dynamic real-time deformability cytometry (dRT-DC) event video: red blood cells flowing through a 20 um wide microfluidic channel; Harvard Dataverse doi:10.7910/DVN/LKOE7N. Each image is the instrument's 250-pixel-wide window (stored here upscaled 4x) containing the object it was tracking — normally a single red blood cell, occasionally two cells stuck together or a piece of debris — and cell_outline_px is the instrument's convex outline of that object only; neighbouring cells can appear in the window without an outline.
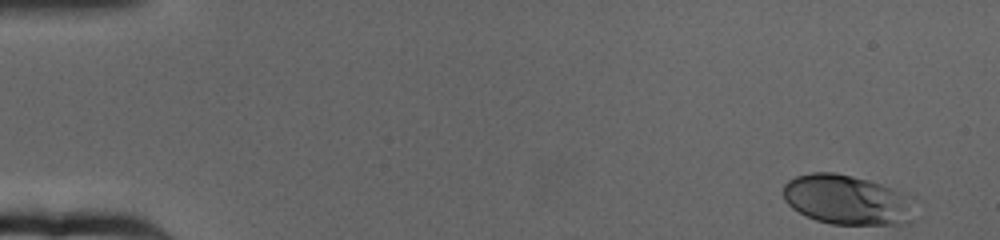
{"species": "human", "species_latin": "Homo sapiens", "temperature_condition": "cold", "stored_images_in_passage": 62, "camera_frame_rate_fps": 3000, "um_per_image_px": 0.085, "donor": {"sex": "female"}, "frame": {"image": 1, "passage_image": 1, "time_ms": 0.0, "image_size_px": [1000, 240], "cell_outline_px": [[916, 220], [912, 224], [832, 224], [816, 220], [804, 216], [792, 208], [784, 200], [784, 184], [788, 180], [796, 176], [812, 172], [836, 172], [868, 180], [916, 196]], "centroid_in_image_um": [72.12, 17.0], "position_along_channel_um": 12.9, "area_um2": 39.25}}
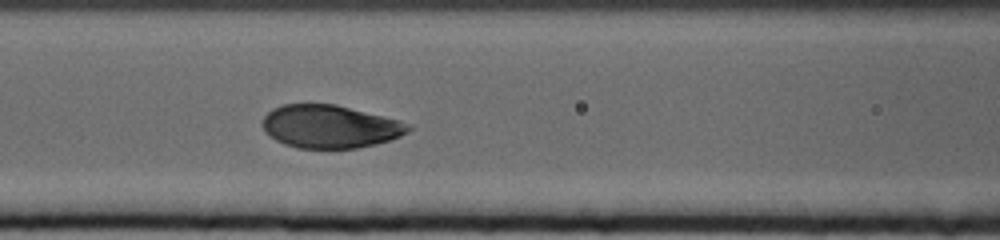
{"frame": {"image": 2, "passage_image": 26, "time_ms": 8.333, "image_size_px": [1000, 240], "cell_outline_px": [[412, 128], [408, 132], [400, 136], [376, 144], [356, 148], [296, 148], [284, 144], [276, 140], [264, 132], [264, 116], [272, 108], [284, 104], [336, 104], [400, 120], [412, 124]], "centroid_in_image_um": [28.07, 10.75], "position_along_channel_um": 138.5, "area_um2": 36.59}}
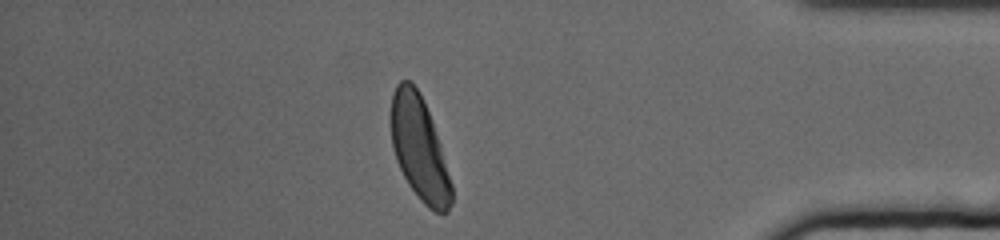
{"frame": {"image": 3, "passage_image": 54, "time_ms": 17.667, "image_size_px": [1000, 240], "cell_outline_px": [[452, 204], [448, 212], [436, 212], [428, 208], [420, 200], [408, 184], [396, 160], [392, 144], [388, 116], [392, 96], [396, 84], [400, 80], [408, 80], [420, 92], [432, 120], [440, 144], [452, 184]], "centroid_in_image_um": [35.61, 12.59], "position_along_channel_um": 399.6, "area_um2": 36.88}, "authors_computed_cell_mechanics": {"area_um2": 37.1076, "velocity_mm_per_s": 3.1287, "shape_relaxation_time_tau1_ms": 3.2145, "shape_relaxation_time_tau2_ms": null, "deformation_change_tau1": 0.1698, "deformation_change_tau2": null}}